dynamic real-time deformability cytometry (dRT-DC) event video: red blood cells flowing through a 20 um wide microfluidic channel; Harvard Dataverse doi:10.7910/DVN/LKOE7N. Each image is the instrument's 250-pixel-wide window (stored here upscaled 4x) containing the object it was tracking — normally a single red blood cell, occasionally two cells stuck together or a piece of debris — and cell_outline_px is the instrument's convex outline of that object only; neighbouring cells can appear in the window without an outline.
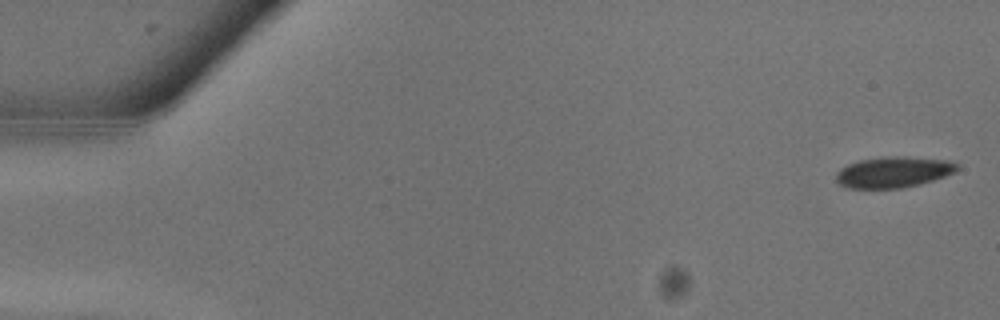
{"species": "common noctule bat (a hibernating species)", "species_latin": "Nyctalus noctula", "temperature_condition": "warm", "stored_images_in_passage": 10, "camera_frame_rate_fps": 3000, "um_per_image_px": 0.085, "animal": {"sex": "male", "body_mass_g": 13.3}, "frame": {"image": 1, "passage_image": 1, "time_ms": 0.0, "image_size_px": [1000, 320], "cell_outline_px": [[960, 168], [956, 172], [920, 184], [900, 188], [844, 188], [836, 180], [836, 172], [840, 168], [848, 164], [860, 160], [948, 160], [960, 164]], "centroid_in_image_um": [75.91, 14.71], "position_along_channel_um": 9.1, "area_um2": 20.46}}
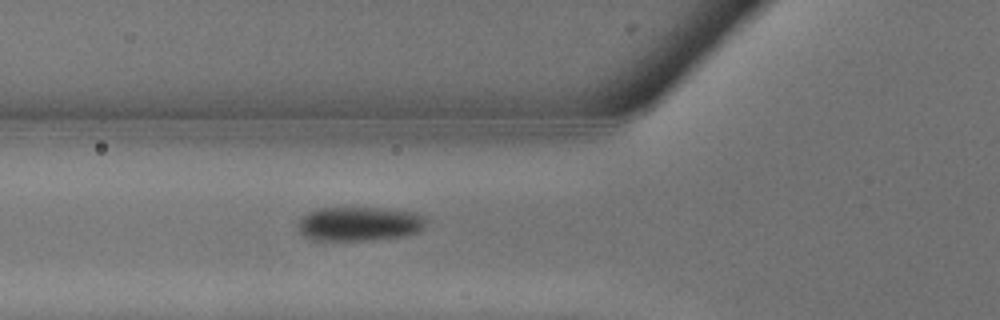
{"frame": {"image": 2, "passage_image": 10, "time_ms": 3.0, "image_size_px": [1000, 320], "cell_outline_px": [[428, 220], [424, 228], [420, 232], [404, 236], [368, 240], [308, 240], [300, 232], [300, 220], [308, 212], [320, 208], [380, 208], [412, 212], [424, 216]], "centroid_in_image_um": [30.59, 19.03], "position_along_channel_um": 95.2, "area_um2": 25.49}}